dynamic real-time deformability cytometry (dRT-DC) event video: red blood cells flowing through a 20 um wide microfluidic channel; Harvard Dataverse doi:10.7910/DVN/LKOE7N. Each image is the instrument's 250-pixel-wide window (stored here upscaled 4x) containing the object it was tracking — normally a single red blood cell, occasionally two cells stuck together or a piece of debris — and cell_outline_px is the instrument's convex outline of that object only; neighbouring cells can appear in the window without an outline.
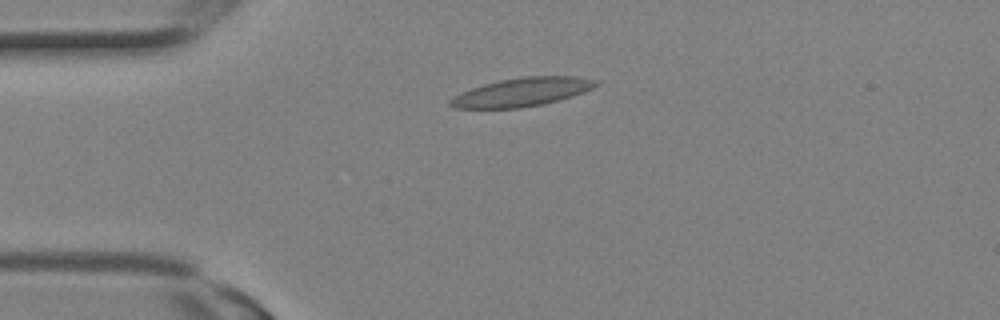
{"species": "Egyptian fruit bat (a non-hibernating species)", "species_latin": "Rousettus aegyptiacus", "temperature_condition": "room temperature", "stored_images_in_passage": 1, "camera_frame_rate_fps": 3000, "um_per_image_px": 0.085, "animal": {"sex": "female"}, "frame": {"image": 1, "passage_image": 1, "time_ms": 0.0, "image_size_px": [1000, 320], "cell_outline_px": [[600, 84], [584, 92], [572, 96], [544, 104], [520, 108], [452, 108], [448, 104], [448, 100], [452, 96], [460, 92], [484, 84], [500, 80], [524, 76], [580, 76], [596, 80]], "centroid_in_image_um": [44.35, 7.82], "position_along_channel_um": 40.6, "area_um2": 24.39}}